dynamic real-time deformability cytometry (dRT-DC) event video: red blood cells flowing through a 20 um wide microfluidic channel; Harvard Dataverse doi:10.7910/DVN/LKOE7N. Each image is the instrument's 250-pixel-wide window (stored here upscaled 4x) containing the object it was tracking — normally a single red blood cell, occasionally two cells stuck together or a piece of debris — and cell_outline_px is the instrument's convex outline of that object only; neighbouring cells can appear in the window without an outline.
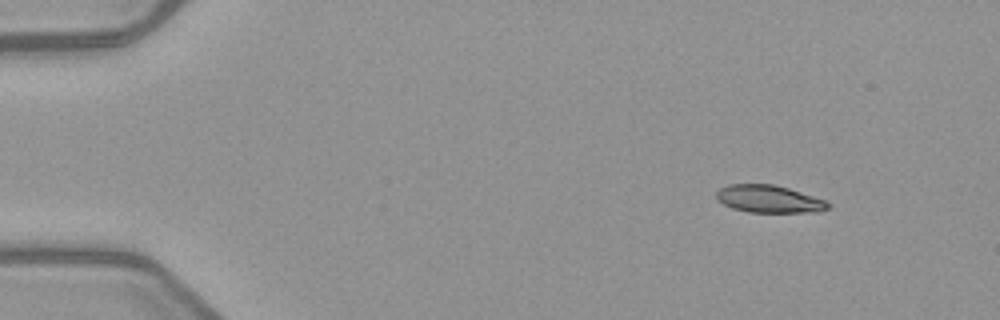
{"species": "common noctule bat (a hibernating species)", "species_latin": "Nyctalus noctula", "temperature_condition": "warm", "stored_images_in_passage": 4, "camera_frame_rate_fps": 3000, "um_per_image_px": 0.085, "animal": {"sex": "female", "body_mass_g": 21.9}, "frame": {"image": 1, "passage_image": 1, "time_ms": 0.0, "image_size_px": [1000, 320], "cell_outline_px": [[832, 204], [828, 208], [820, 212], [748, 212], [732, 208], [716, 200], [716, 192], [720, 188], [728, 184], [772, 184], [788, 188], [824, 200]], "centroid_in_image_um": [65.34, 16.92], "position_along_channel_um": 19.7, "area_um2": 17.86}}
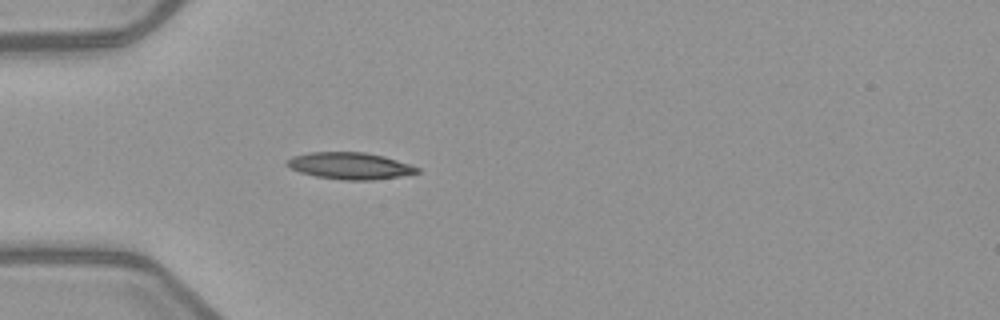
{"frame": {"image": 2, "passage_image": 4, "time_ms": 3.333, "image_size_px": [1000, 320], "cell_outline_px": [[420, 172], [400, 176], [372, 180], [344, 180], [316, 176], [300, 172], [284, 164], [284, 160], [292, 156], [308, 152], [364, 152], [384, 156], [420, 168]], "centroid_in_image_um": [29.7, 14.09], "position_along_channel_um": 55.3, "area_um2": 20.29}}